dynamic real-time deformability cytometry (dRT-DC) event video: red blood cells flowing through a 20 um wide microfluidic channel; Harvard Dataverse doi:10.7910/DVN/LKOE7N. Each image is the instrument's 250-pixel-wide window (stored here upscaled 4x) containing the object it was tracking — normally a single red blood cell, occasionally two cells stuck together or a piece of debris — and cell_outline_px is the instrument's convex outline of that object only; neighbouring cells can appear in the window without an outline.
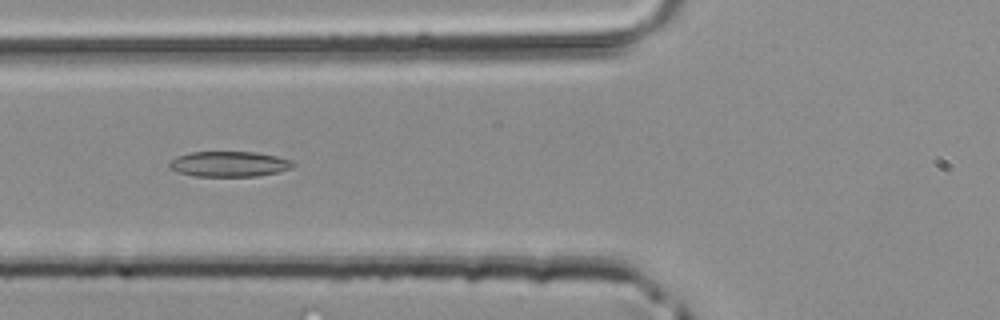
{"species": "common noctule bat (a hibernating species)", "species_latin": "Nyctalus noctula", "temperature_condition": "room temperature", "stored_images_in_passage": 32, "camera_frame_rate_fps": 3000, "um_per_image_px": 0.085, "animal": {"sex": "male", "body_mass_g": 20.4}, "frame": {"image": 1, "passage_image": 4, "time_ms": 1.0, "image_size_px": [1000, 320], "cell_outline_px": [[296, 164], [292, 168], [276, 172], [256, 176], [196, 176], [176, 172], [168, 164], [176, 156], [188, 152], [256, 152], [276, 156], [292, 160]], "centroid_in_image_um": [19.48, 13.93], "position_along_channel_um": 106.3, "area_um2": 18.26}}
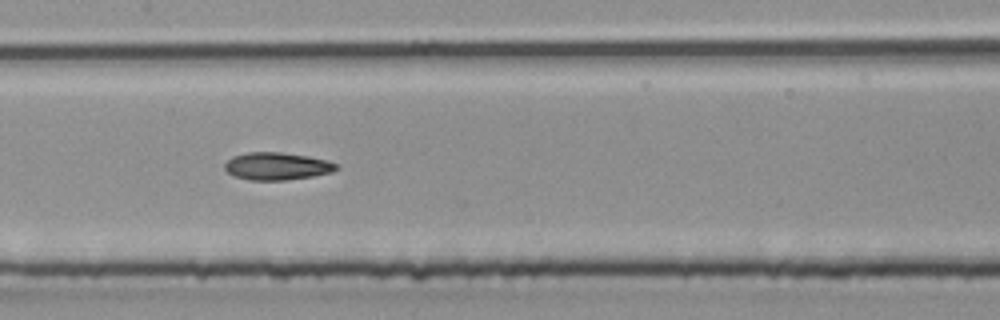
{"frame": {"image": 2, "passage_image": 9, "time_ms": 2.667, "image_size_px": [1000, 320], "cell_outline_px": [[340, 168], [332, 172], [312, 176], [284, 180], [252, 180], [236, 176], [228, 172], [224, 168], [224, 164], [232, 156], [248, 152], [280, 152], [308, 156], [328, 160], [336, 164]], "centroid_in_image_um": [23.55, 14.11], "position_along_channel_um": 183.8, "area_um2": 17.8}}
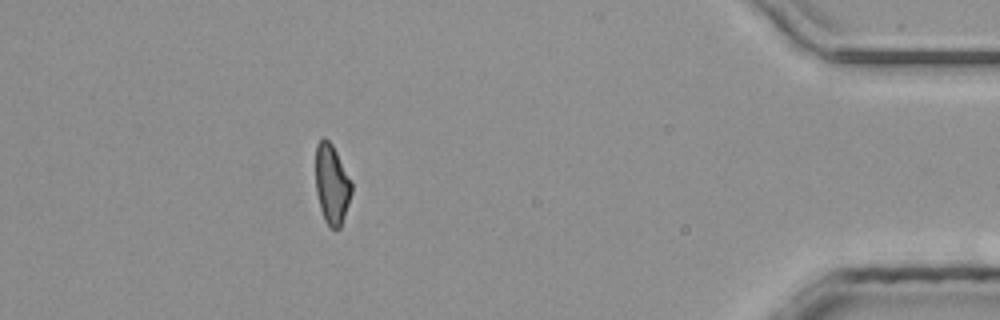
{"frame": {"image": 3, "passage_image": 27, "time_ms": 8.667, "image_size_px": [1000, 320], "cell_outline_px": [[352, 192], [340, 228], [328, 228], [324, 220], [320, 208], [316, 192], [316, 144], [324, 136], [332, 144], [352, 180]], "centroid_in_image_um": [28.2, 15.66], "position_along_channel_um": 407.0, "area_um2": 16.82}}